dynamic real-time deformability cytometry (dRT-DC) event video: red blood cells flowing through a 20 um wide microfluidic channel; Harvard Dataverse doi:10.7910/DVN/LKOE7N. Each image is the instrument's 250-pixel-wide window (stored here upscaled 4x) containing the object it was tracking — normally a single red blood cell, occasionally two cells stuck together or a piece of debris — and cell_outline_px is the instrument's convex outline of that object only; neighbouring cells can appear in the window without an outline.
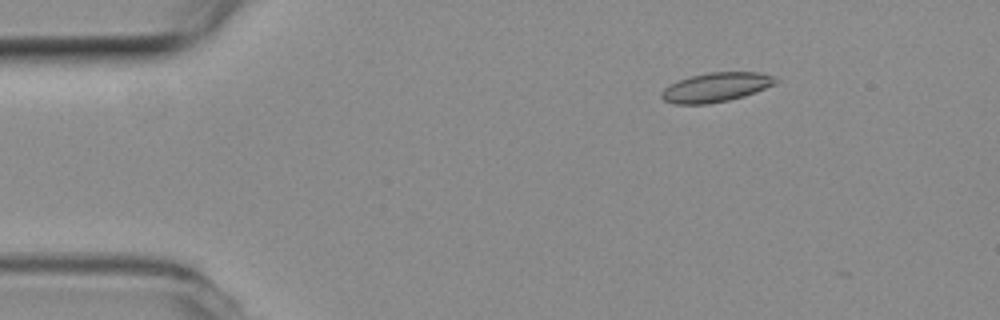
{"species": "common noctule bat (a hibernating species)", "species_latin": "Nyctalus noctula", "temperature_condition": "room temperature", "stored_images_in_passage": 7, "camera_frame_rate_fps": 3000, "um_per_image_px": 0.085, "animal": {"sex": "female", "body_mass_g": 19.3, "forearm_length_mm": 54.1}, "frame": {"image": 1, "passage_image": 3, "time_ms": 0.667, "image_size_px": [1000, 320], "cell_outline_px": [[776, 84], [756, 92], [744, 96], [728, 100], [708, 104], [676, 104], [664, 100], [660, 96], [660, 92], [664, 88], [680, 80], [692, 76], [708, 72], [760, 72], [772, 76], [776, 80]], "centroid_in_image_um": [60.86, 7.42], "position_along_channel_um": 24.1, "area_um2": 19.31}}